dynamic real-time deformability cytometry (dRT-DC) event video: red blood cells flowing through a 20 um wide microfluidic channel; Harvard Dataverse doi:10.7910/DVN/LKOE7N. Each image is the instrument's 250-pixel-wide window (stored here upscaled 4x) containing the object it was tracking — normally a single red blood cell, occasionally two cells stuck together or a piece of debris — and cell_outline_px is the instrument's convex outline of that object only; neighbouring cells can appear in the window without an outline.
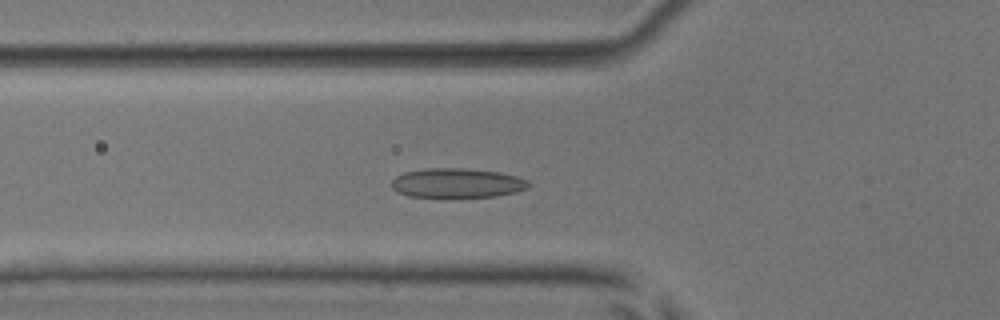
{"species": "common noctule bat (a hibernating species)", "species_latin": "Nyctalus noctula", "temperature_condition": "room temperature", "stored_images_in_passage": 53, "camera_frame_rate_fps": 3000, "um_per_image_px": 0.085, "animal": {"sex": "male", "body_mass_g": 17.9, "forearm_length_mm": 54.2}, "frame": {"image": 1, "passage_image": 19, "time_ms": 6.0, "image_size_px": [1000, 320], "cell_outline_px": [[532, 184], [528, 188], [516, 192], [496, 196], [408, 196], [396, 192], [392, 188], [392, 180], [396, 176], [404, 172], [424, 168], [464, 168], [500, 172], [516, 176], [528, 180]], "centroid_in_image_um": [38.86, 15.54], "position_along_channel_um": 86.9, "area_um2": 23.47}}
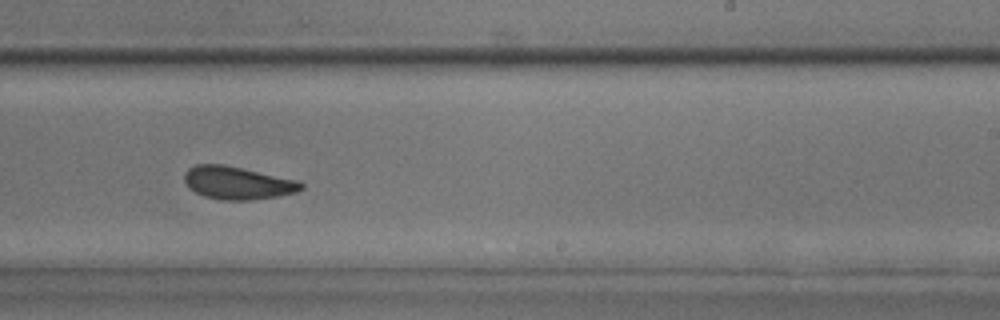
{"frame": {"image": 2, "passage_image": 33, "time_ms": 10.667, "image_size_px": [1000, 320], "cell_outline_px": [[304, 188], [296, 192], [280, 196], [252, 200], [220, 200], [204, 196], [188, 188], [184, 180], [184, 176], [188, 168], [196, 164], [224, 164], [296, 180], [304, 184]], "centroid_in_image_um": [20.17, 15.55], "position_along_channel_um": 268.8, "area_um2": 22.37}}
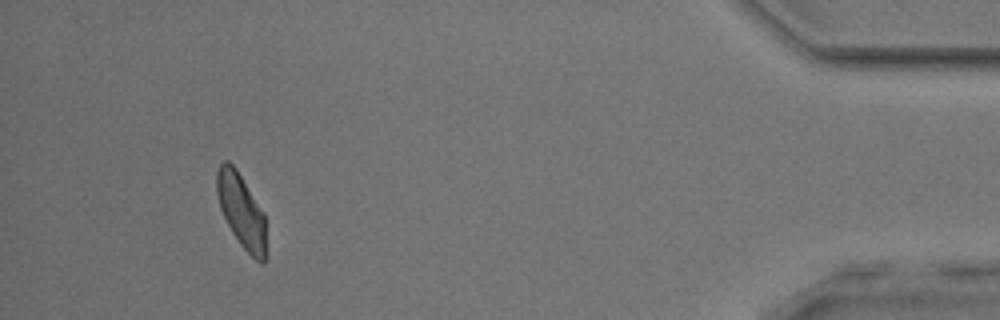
{"frame": {"image": 3, "passage_image": 49, "time_ms": 16.0, "image_size_px": [1000, 320], "cell_outline_px": [[264, 264], [260, 264], [240, 244], [232, 232], [220, 208], [216, 192], [216, 172], [220, 164], [224, 160], [228, 160], [236, 168], [264, 212]], "centroid_in_image_um": [20.48, 17.86], "position_along_channel_um": 414.7, "area_um2": 20.87}, "authors_computed_cell_mechanics": {"area_um2": 22.7154, "velocity_mm_per_s": 3.9086, "shape_relaxation_time_tau1_ms": 2.9334, "shape_relaxation_time_tau2_ms": 2.3498, "deformation_change_tau1": 0.097, "deformation_change_tau2": 0.0593}}